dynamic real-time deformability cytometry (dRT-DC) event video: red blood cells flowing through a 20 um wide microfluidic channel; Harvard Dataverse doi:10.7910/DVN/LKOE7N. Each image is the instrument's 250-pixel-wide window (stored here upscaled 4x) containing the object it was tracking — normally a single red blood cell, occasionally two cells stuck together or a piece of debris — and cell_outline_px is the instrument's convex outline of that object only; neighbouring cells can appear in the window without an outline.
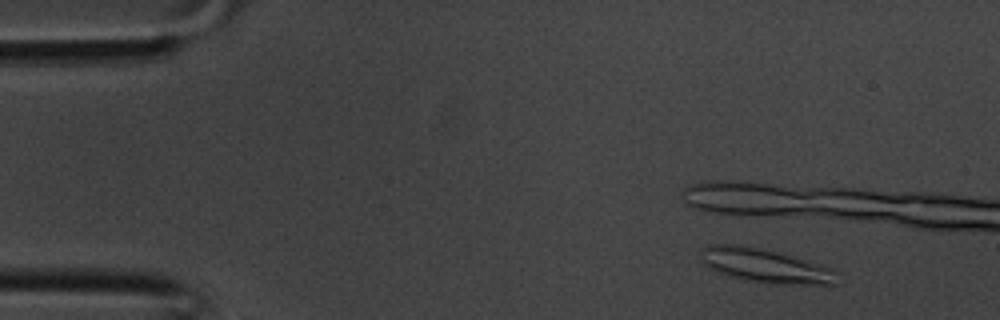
{"species": "common noctule bat (a hibernating species)", "species_latin": "Nyctalus noctula", "temperature_condition": "room temperature", "stored_images_in_passage": 10, "camera_frame_rate_fps": 3000, "um_per_image_px": 0.085, "animal": {"sex": "male", "body_mass_g": 20.1, "forearm_length_mm": 53.5}, "frame": {"image": 1, "passage_image": 4, "time_ms": 1.0, "image_size_px": [1000, 320], "cell_outline_px": [[836, 284], [776, 284], [744, 280], [728, 276], [704, 264], [700, 248], [708, 244], [732, 244], [756, 248], [776, 252], [820, 264], [832, 268], [836, 272]], "centroid_in_image_um": [65.02, 22.59], "position_along_channel_um": 20.0, "area_um2": 26.47}}